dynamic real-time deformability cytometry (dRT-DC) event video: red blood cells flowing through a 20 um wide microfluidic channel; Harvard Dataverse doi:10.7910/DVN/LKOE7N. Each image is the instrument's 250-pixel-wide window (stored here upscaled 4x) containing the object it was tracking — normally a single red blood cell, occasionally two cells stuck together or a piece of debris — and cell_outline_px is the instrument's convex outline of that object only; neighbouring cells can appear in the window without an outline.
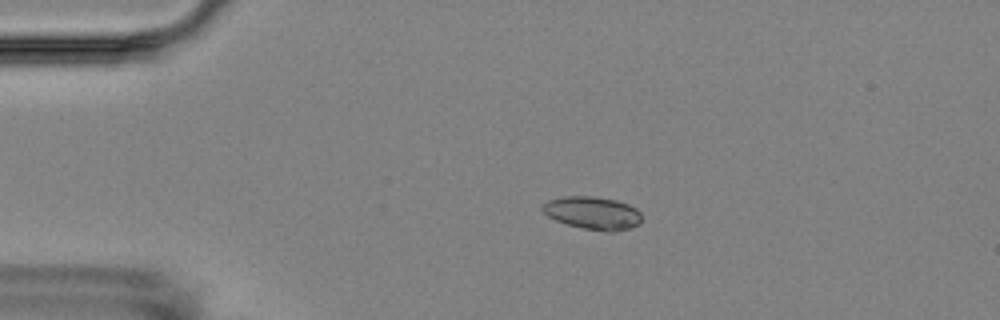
{"species": "Egyptian fruit bat (a non-hibernating species)", "species_latin": "Rousettus aegyptiacus", "temperature_condition": "room temperature", "stored_images_in_passage": 2, "camera_frame_rate_fps": 3000, "um_per_image_px": 0.085, "animal": {"sex": "female"}, "frame": {"image": 1, "passage_image": 1, "time_ms": 0.0, "image_size_px": [1000, 320], "cell_outline_px": [[640, 224], [616, 232], [604, 232], [584, 228], [568, 224], [556, 220], [548, 216], [540, 208], [548, 200], [564, 196], [592, 196], [616, 200], [628, 204], [636, 208], [640, 212]], "centroid_in_image_um": [50.39, 18.1], "position_along_channel_um": 34.6, "area_um2": 18.96}}